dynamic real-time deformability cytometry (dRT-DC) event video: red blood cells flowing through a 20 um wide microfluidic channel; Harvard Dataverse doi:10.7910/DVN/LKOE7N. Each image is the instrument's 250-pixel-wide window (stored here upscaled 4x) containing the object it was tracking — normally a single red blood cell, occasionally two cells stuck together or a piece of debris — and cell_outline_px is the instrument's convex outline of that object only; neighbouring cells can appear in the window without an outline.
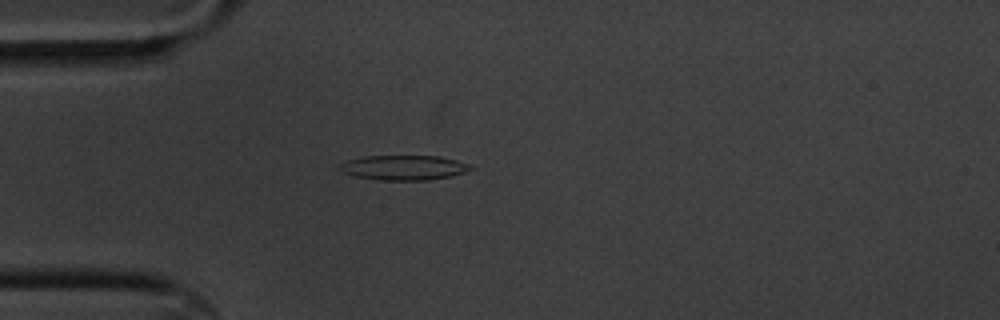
{"species": "common noctule bat (a hibernating species)", "species_latin": "Nyctalus noctula", "temperature_condition": "cold", "stored_images_in_passage": 5, "camera_frame_rate_fps": 3000, "um_per_image_px": 0.085, "animal": {"sex": "male", "body_mass_g": 20.1, "forearm_length_mm": 53.5}, "frame": {"image": 1, "passage_image": 5, "time_ms": 1.333, "image_size_px": [1000, 320], "cell_outline_px": [[476, 168], [452, 176], [428, 180], [384, 180], [352, 176], [340, 172], [336, 168], [344, 160], [364, 156], [440, 156], [472, 164]], "centroid_in_image_um": [34.29, 14.24], "position_along_channel_um": 50.7, "area_um2": 19.31}}